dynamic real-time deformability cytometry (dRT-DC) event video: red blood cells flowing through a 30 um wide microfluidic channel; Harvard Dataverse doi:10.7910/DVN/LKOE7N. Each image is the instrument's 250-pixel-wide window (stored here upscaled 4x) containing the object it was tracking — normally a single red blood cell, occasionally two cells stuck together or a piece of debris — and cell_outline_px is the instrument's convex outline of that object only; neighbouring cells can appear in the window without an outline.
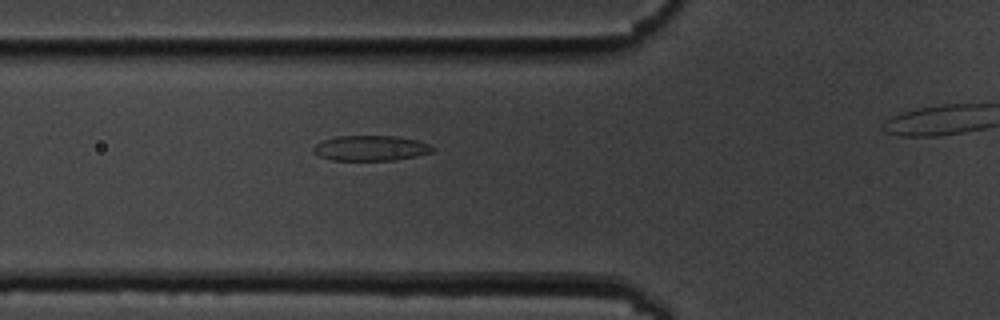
{"species": "common noctule bat (a hibernating species)", "species_latin": "Nyctalus noctula", "temperature_condition": "cold", "stored_images_in_passage": 36, "segment_of_instrument_passage": [1, 2], "camera_frame_rate_fps": 3000, "um_per_image_px": 0.085, "animal": {"sex": "male", "body_mass_g": 19.5, "forearm_length_mm": 54.6}, "frame": {"image": 1, "passage_image": 7, "time_ms": 2.0, "image_size_px": [1000, 320], "cell_outline_px": [[432, 152], [416, 156], [396, 160], [332, 160], [320, 156], [312, 152], [312, 148], [316, 144], [324, 140], [336, 136], [396, 136], [416, 140], [428, 144], [432, 148]], "centroid_in_image_um": [31.47, 12.59], "position_along_channel_um": 94.3, "area_um2": 17.4}}
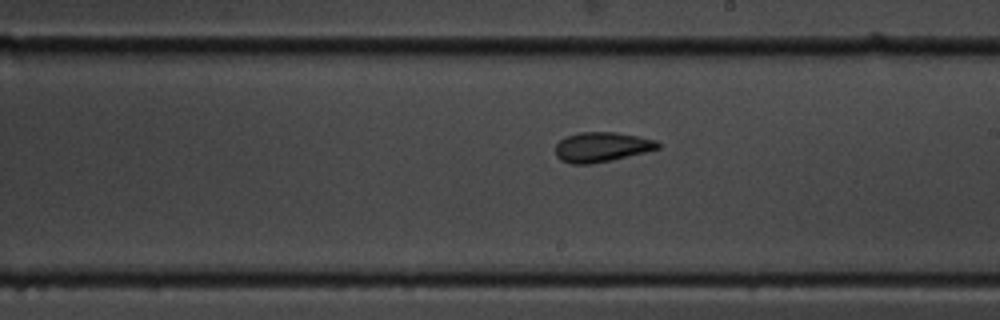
{"frame": {"image": 2, "passage_image": 19, "time_ms": 6.0, "image_size_px": [1000, 320], "cell_outline_px": [[660, 148], [612, 160], [592, 164], [572, 164], [560, 160], [556, 156], [556, 144], [560, 140], [568, 136], [580, 132], [616, 132], [656, 140], [660, 144]], "centroid_in_image_um": [51.13, 12.5], "position_along_channel_um": 237.9, "area_um2": 17.69}}
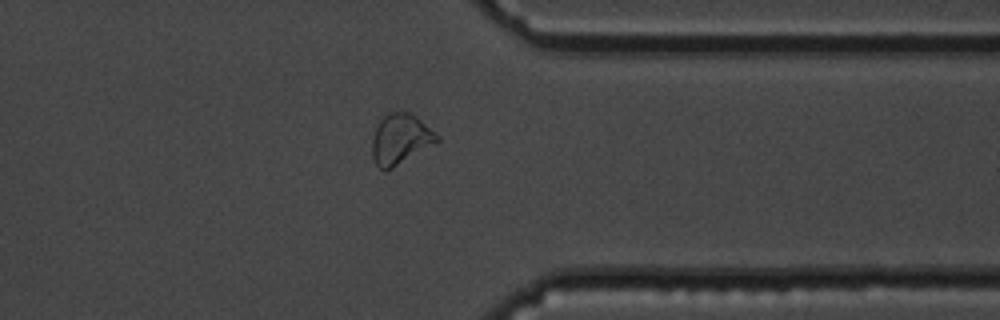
{"frame": {"image": 3, "passage_image": 31, "time_ms": 10.0, "image_size_px": [1000, 320], "cell_outline_px": [[440, 140], [392, 168], [384, 172], [376, 164], [372, 156], [372, 140], [376, 128], [380, 120], [384, 116], [392, 112], [408, 112], [416, 116], [440, 136]], "centroid_in_image_um": [34.03, 11.83], "position_along_channel_um": 377.4, "area_um2": 18.73}}